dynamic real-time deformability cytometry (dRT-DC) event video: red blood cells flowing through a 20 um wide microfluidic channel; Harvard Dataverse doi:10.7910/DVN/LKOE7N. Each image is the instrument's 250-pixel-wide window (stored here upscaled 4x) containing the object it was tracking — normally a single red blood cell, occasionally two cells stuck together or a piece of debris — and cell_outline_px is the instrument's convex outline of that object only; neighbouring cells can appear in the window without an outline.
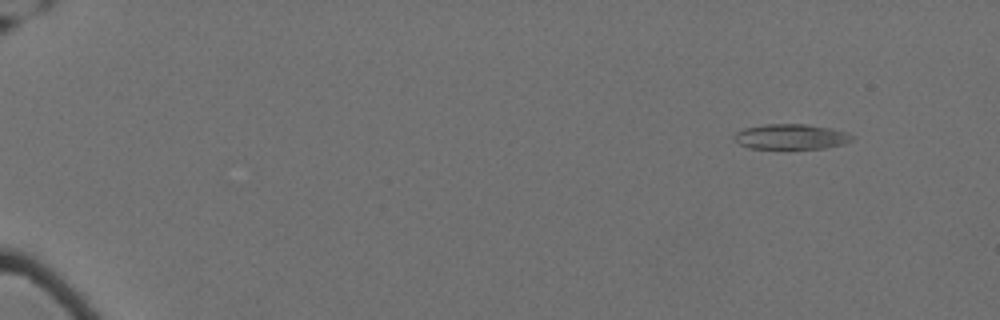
{"species": "Egyptian fruit bat (a non-hibernating species)", "species_latin": "Rousettus aegyptiacus", "temperature_condition": "cold", "stored_images_in_passage": 55, "camera_frame_rate_fps": 3000, "um_per_image_px": 0.085, "animal": {"sex": "female"}, "frame": {"image": 1, "passage_image": 1, "time_ms": 0.0, "image_size_px": [1000, 320], "cell_outline_px": [[852, 140], [844, 144], [824, 148], [748, 148], [740, 144], [732, 136], [736, 132], [744, 128], [764, 124], [808, 124], [832, 128], [848, 132], [852, 136]], "centroid_in_image_um": [67.24, 11.6], "position_along_channel_um": 17.8, "area_um2": 17.34}}
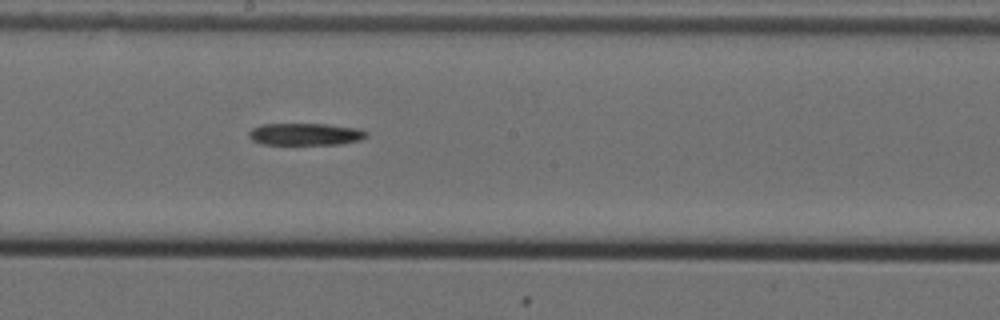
{"frame": {"image": 2, "passage_image": 31, "time_ms": 10.0, "image_size_px": [1000, 320], "cell_outline_px": [[368, 136], [360, 140], [340, 144], [260, 144], [252, 140], [248, 136], [248, 132], [252, 128], [260, 124], [324, 124], [360, 128], [368, 132]], "centroid_in_image_um": [25.95, 11.4], "position_along_channel_um": 222.2, "area_um2": 15.26}}
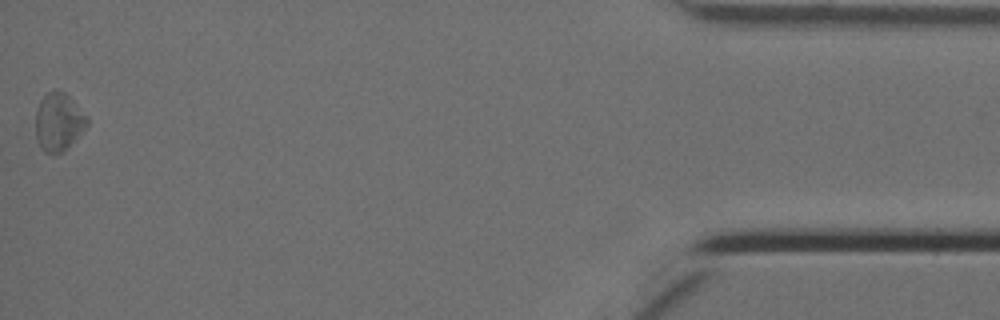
{"frame": {"image": 3, "passage_image": 55, "time_ms": 18.0, "image_size_px": [1000, 320], "cell_outline_px": [[88, 124], [64, 152], [56, 156], [44, 152], [36, 136], [36, 108], [40, 100], [48, 92], [56, 88], [64, 92], [68, 96], [88, 120]], "centroid_in_image_um": [4.94, 10.39], "position_along_channel_um": 430.3, "area_um2": 17.22}}